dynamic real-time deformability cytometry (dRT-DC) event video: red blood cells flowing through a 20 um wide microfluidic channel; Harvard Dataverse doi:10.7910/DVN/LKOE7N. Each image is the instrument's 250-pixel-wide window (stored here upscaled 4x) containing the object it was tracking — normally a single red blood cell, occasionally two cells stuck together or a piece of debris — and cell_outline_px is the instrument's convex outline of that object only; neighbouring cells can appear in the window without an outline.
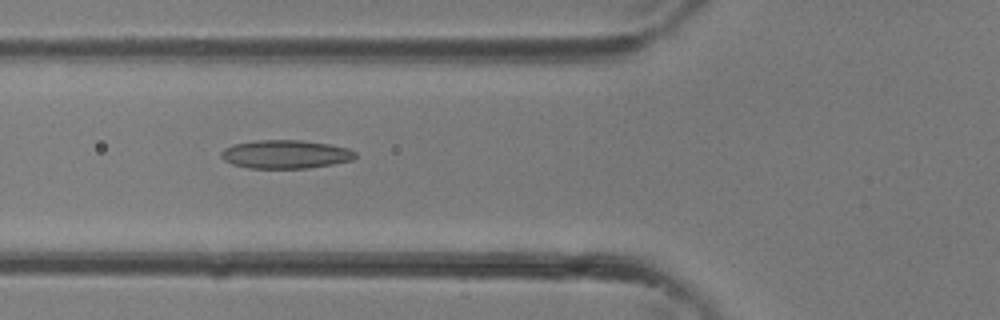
{"species": "common noctule bat (a hibernating species)", "species_latin": "Nyctalus noctula", "temperature_condition": "room temperature", "stored_images_in_passage": 36, "camera_frame_rate_fps": 3000, "um_per_image_px": 0.085, "animal": {"sex": "female"}, "frame": {"image": 1, "passage_image": 14, "time_ms": 4.333, "image_size_px": [1000, 320], "cell_outline_px": [[356, 156], [352, 160], [332, 164], [308, 168], [248, 168], [232, 164], [224, 160], [220, 156], [220, 152], [224, 148], [232, 144], [256, 140], [304, 140], [328, 144], [348, 148], [356, 152]], "centroid_in_image_um": [24.24, 13.11], "position_along_channel_um": 101.6, "area_um2": 22.37}}
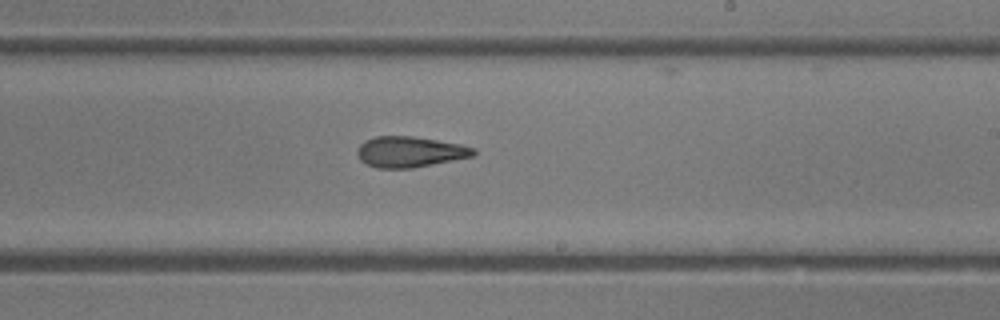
{"frame": {"image": 2, "passage_image": 22, "time_ms": 7.0, "image_size_px": [1000, 320], "cell_outline_px": [[476, 152], [472, 156], [412, 168], [376, 168], [360, 160], [356, 152], [360, 144], [364, 140], [376, 136], [412, 136], [464, 144], [476, 148]], "centroid_in_image_um": [34.84, 12.89], "position_along_channel_um": 254.2, "area_um2": 20.87}}
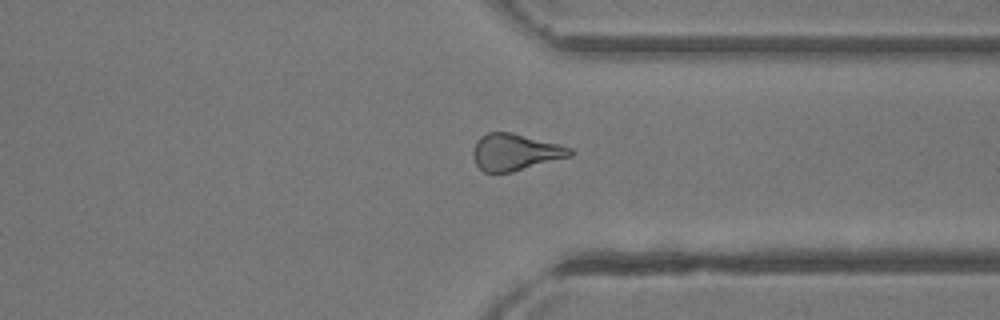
{"frame": {"image": 3, "passage_image": 28, "time_ms": 9.0, "image_size_px": [1000, 320], "cell_outline_px": [[576, 152], [572, 156], [512, 172], [484, 172], [476, 164], [472, 156], [472, 148], [476, 140], [480, 136], [488, 132], [512, 132], [572, 148]], "centroid_in_image_um": [43.77, 12.92], "position_along_channel_um": 367.6, "area_um2": 20.87}}